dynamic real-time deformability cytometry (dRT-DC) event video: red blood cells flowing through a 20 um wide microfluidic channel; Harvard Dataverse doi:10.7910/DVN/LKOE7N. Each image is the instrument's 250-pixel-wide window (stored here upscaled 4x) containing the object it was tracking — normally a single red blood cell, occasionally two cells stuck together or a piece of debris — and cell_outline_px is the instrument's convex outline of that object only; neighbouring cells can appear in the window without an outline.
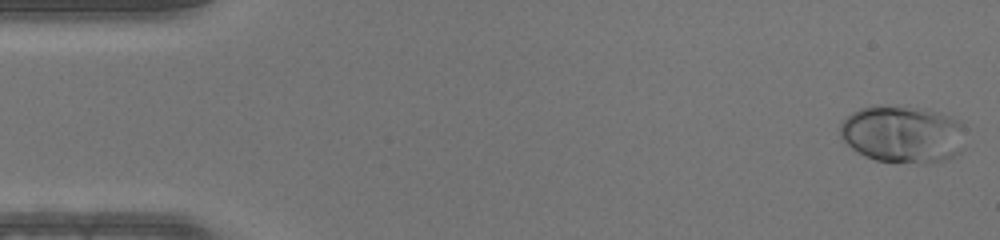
{"species": "human", "species_latin": "Homo sapiens", "temperature_condition": "warm", "stored_images_in_passage": 46, "camera_frame_rate_fps": 3000, "um_per_image_px": 0.085, "donor": {"sex": "male"}, "frame": {"image": 1, "passage_image": 1, "time_ms": 0.0, "image_size_px": [1000, 240], "cell_outline_px": [[964, 148], [960, 152], [944, 160], [928, 164], [924, 164], [876, 160], [864, 156], [852, 148], [840, 136], [840, 124], [852, 112], [860, 108], [924, 108], [960, 120], [964, 124]], "centroid_in_image_um": [76.79, 11.45], "position_along_channel_um": 8.2, "area_um2": 41.5}}
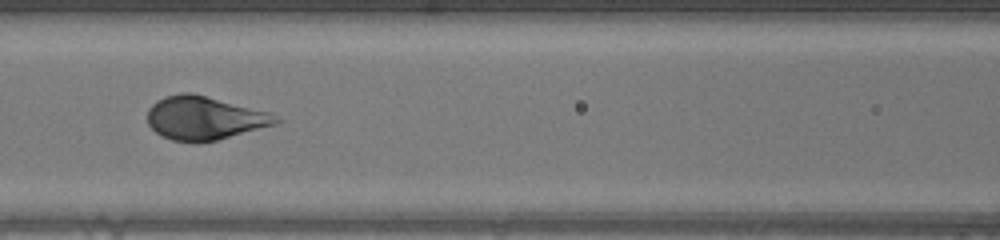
{"frame": {"image": 2, "passage_image": 20, "time_ms": 6.333, "image_size_px": [1000, 240], "cell_outline_px": [[284, 120], [276, 124], [216, 140], [196, 144], [172, 140], [156, 132], [148, 124], [148, 108], [156, 100], [164, 96], [180, 92], [192, 92], [268, 112]], "centroid_in_image_um": [17.35, 10.03], "position_along_channel_um": 149.3, "area_um2": 32.6}}
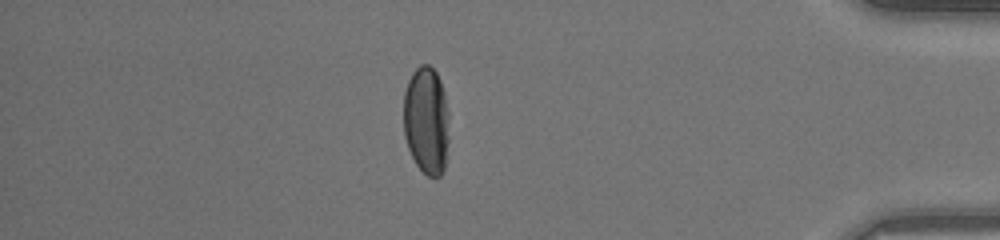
{"frame": {"image": 3, "passage_image": 40, "time_ms": 13.0, "image_size_px": [1000, 240], "cell_outline_px": [[448, 140], [444, 168], [440, 176], [428, 176], [416, 164], [408, 148], [404, 136], [404, 92], [408, 80], [412, 72], [420, 64], [428, 64], [436, 72], [440, 80], [444, 92], [448, 112]], "centroid_in_image_um": [36.23, 10.21], "position_along_channel_um": 399.0, "area_um2": 28.67}}